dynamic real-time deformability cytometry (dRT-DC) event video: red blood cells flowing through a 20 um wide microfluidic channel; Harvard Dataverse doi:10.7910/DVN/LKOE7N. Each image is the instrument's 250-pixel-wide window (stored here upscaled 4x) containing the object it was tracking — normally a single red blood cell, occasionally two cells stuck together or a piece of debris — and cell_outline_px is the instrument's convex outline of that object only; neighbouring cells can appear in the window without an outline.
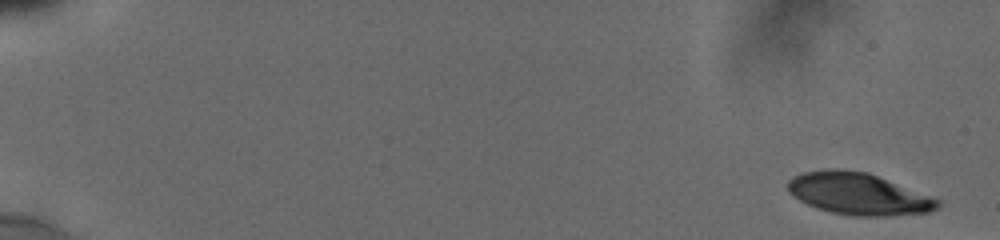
{"species": "human", "species_latin": "Homo sapiens", "temperature_condition": "cold", "stored_images_in_passage": 11, "camera_frame_rate_fps": 3000, "um_per_image_px": 0.085, "donor": {"sex": "male"}, "frame": {"image": 1, "passage_image": 1, "time_ms": 0.0, "image_size_px": [1000, 240], "cell_outline_px": [[940, 208], [928, 212], [884, 216], [852, 216], [832, 212], [816, 208], [792, 196], [788, 192], [788, 180], [792, 176], [804, 172], [832, 168], [868, 172], [940, 200]], "centroid_in_image_um": [72.93, 16.47], "position_along_channel_um": 12.1, "area_um2": 36.41}}
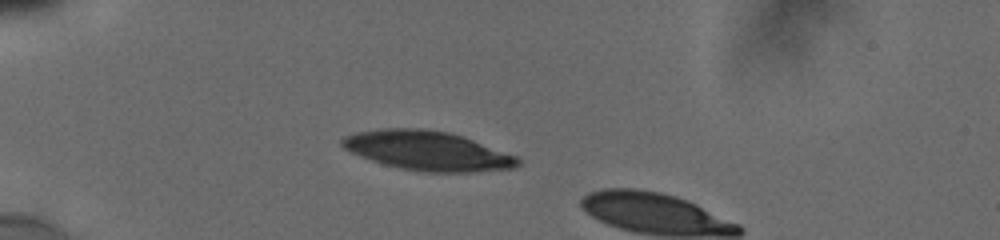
{"frame": {"image": 2, "passage_image": 9, "time_ms": 5.0, "image_size_px": [1000, 240], "cell_outline_px": [[520, 164], [516, 168], [476, 172], [424, 172], [400, 168], [384, 164], [372, 160], [352, 152], [344, 148], [340, 144], [340, 140], [344, 136], [356, 132], [380, 128], [420, 128], [448, 132], [472, 140], [516, 156], [520, 160]], "centroid_in_image_um": [36.32, 12.82], "position_along_channel_um": 48.7, "area_um2": 40.06}}